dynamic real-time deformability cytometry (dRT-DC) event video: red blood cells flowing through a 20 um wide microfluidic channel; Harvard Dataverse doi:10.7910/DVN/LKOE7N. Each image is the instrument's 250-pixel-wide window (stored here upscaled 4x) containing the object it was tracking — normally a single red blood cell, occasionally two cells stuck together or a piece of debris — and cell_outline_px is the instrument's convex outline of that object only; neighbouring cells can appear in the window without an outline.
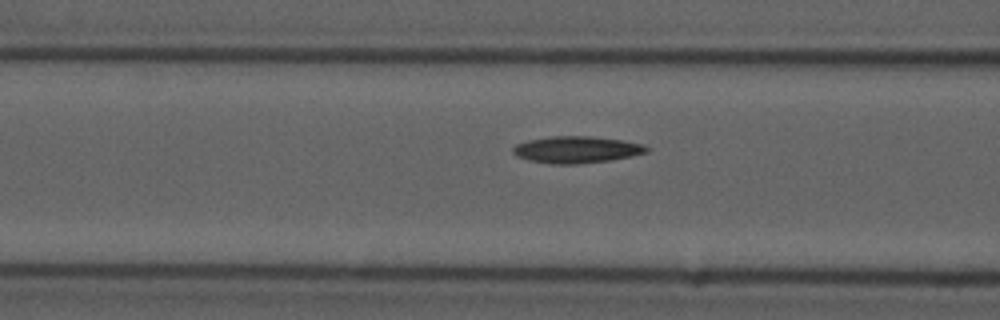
{"species": "common noctule bat (a hibernating species)", "species_latin": "Nyctalus noctula", "temperature_condition": "cold", "stored_images_in_passage": 20, "camera_frame_rate_fps": 3000, "um_per_image_px": 0.085, "animal": {"sex": "male", "forearm_length_mm": 52.5}, "frame": {"image": 1, "passage_image": 12, "time_ms": 3.667, "image_size_px": [1000, 320], "cell_outline_px": [[652, 148], [648, 152], [632, 156], [612, 160], [576, 164], [548, 164], [528, 160], [516, 156], [512, 152], [512, 148], [516, 144], [528, 140], [552, 136], [592, 136], [620, 140], [644, 144]], "centroid_in_image_um": [49.02, 12.72], "position_along_channel_um": 117.6, "area_um2": 21.1}}
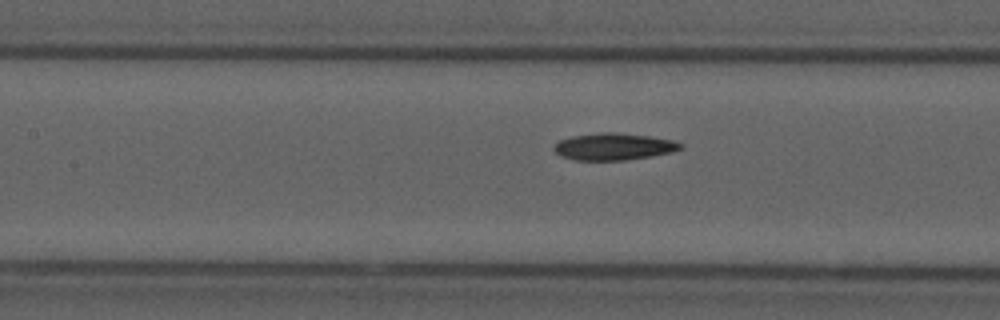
{"frame": {"image": 2, "passage_image": 15, "time_ms": 4.667, "image_size_px": [1000, 320], "cell_outline_px": [[684, 148], [672, 152], [624, 160], [576, 160], [560, 156], [552, 148], [560, 140], [572, 136], [600, 132], [616, 132], [648, 136], [672, 140], [684, 144]], "centroid_in_image_um": [52.17, 12.45], "position_along_channel_um": 155.2, "area_um2": 19.77}}